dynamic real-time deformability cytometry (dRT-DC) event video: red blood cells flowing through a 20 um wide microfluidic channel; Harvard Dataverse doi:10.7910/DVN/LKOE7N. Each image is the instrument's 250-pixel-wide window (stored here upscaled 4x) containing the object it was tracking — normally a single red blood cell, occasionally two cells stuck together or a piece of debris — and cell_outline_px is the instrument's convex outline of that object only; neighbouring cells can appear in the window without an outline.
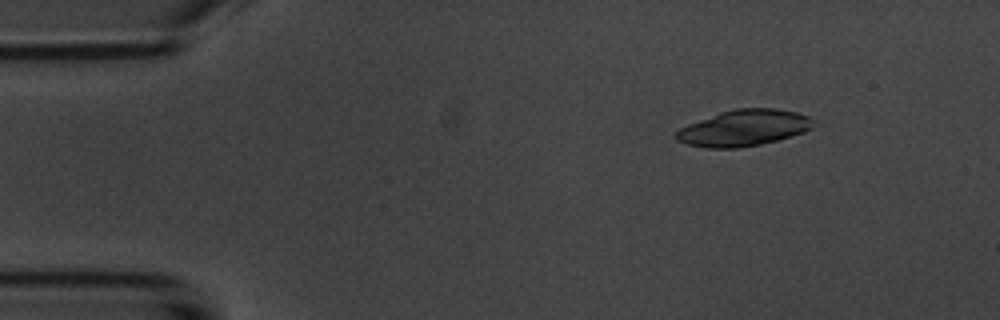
{"species": "common noctule bat (a hibernating species)", "species_latin": "Nyctalus noctula", "temperature_condition": "room temperature", "stored_images_in_passage": 14, "camera_frame_rate_fps": 3000, "um_per_image_px": 0.085, "animal": {"sex": "male", "body_mass_g": 20.1, "forearm_length_mm": 53.5}, "frame": {"image": 1, "passage_image": 7, "time_ms": 2.0, "image_size_px": [1000, 320], "cell_outline_px": [[812, 128], [804, 132], [776, 140], [760, 144], [736, 148], [708, 148], [688, 144], [676, 140], [676, 132], [680, 128], [688, 124], [720, 112], [736, 108], [776, 108], [796, 112], [808, 116], [812, 120]], "centroid_in_image_um": [63.21, 10.87], "position_along_channel_um": 21.8, "area_um2": 28.67}}